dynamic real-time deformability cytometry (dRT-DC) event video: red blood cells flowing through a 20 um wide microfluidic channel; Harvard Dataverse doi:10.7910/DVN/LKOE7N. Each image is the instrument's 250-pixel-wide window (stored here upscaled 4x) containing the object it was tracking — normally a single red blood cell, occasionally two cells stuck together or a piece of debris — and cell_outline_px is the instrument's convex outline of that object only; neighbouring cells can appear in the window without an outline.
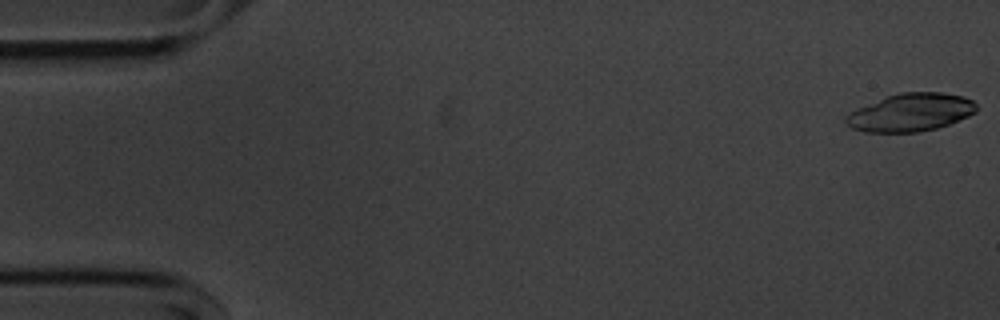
{"species": "common noctule bat (a hibernating species)", "species_latin": "Nyctalus noctula", "temperature_condition": "cold", "stored_images_in_passage": 55, "camera_frame_rate_fps": 3000, "um_per_image_px": 0.085, "animal": {"sex": "male", "body_mass_g": 20.1, "forearm_length_mm": 53.5}, "frame": {"image": 1, "passage_image": 1, "time_ms": 0.0, "image_size_px": [1000, 320], "cell_outline_px": [[976, 112], [968, 116], [948, 124], [936, 128], [920, 132], [864, 132], [852, 128], [844, 124], [844, 116], [860, 108], [888, 96], [900, 92], [940, 92], [964, 96], [972, 100], [976, 104]], "centroid_in_image_um": [77.41, 9.56], "position_along_channel_um": 7.6, "area_um2": 28.61}}